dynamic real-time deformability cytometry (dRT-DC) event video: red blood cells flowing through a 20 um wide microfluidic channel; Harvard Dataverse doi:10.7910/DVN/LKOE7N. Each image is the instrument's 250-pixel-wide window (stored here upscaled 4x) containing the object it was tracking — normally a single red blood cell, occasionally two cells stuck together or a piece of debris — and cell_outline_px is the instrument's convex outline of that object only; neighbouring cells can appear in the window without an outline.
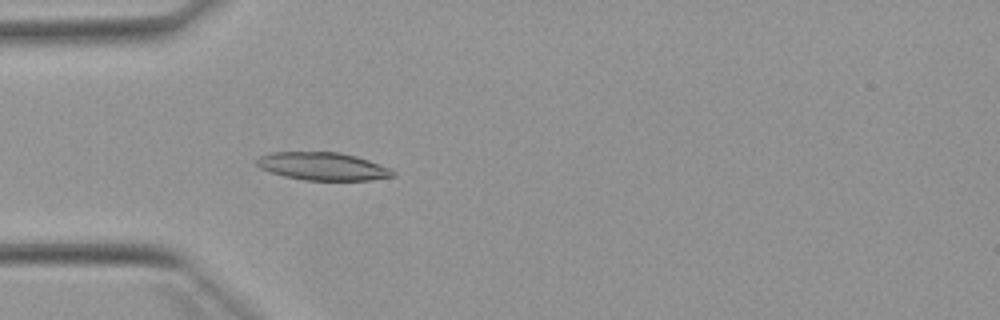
{"species": "Egyptian fruit bat (a non-hibernating species)", "species_latin": "Rousettus aegyptiacus", "temperature_condition": "warm", "stored_images_in_passage": 53, "camera_frame_rate_fps": 3000, "um_per_image_px": 0.085, "animal": {"sex": "female"}, "frame": {"image": 1, "passage_image": 16, "time_ms": 5.0, "image_size_px": [1000, 320], "cell_outline_px": [[396, 176], [368, 180], [304, 180], [284, 176], [260, 168], [256, 164], [256, 160], [260, 156], [272, 152], [340, 152], [356, 156], [368, 160], [388, 168], [396, 172]], "centroid_in_image_um": [27.43, 14.13], "position_along_channel_um": 57.6, "area_um2": 21.96}}
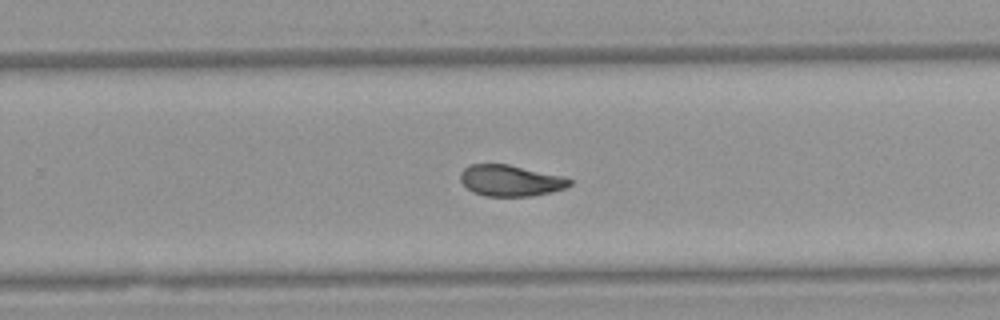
{"frame": {"image": 2, "passage_image": 34, "time_ms": 11.0, "image_size_px": [1000, 320], "cell_outline_px": [[572, 184], [564, 188], [532, 196], [484, 196], [472, 192], [460, 180], [460, 172], [468, 164], [508, 164], [564, 176], [572, 180]], "centroid_in_image_um": [43.37, 15.34], "position_along_channel_um": 286.4, "area_um2": 19.88}}
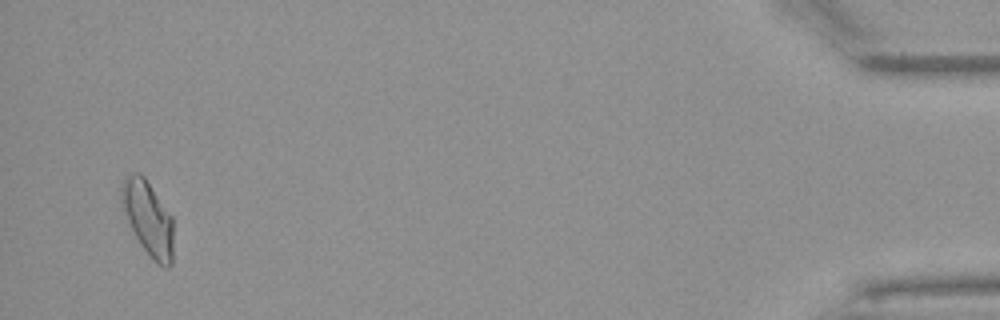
{"frame": {"image": 3, "passage_image": 51, "time_ms": 16.667, "image_size_px": [1000, 320], "cell_outline_px": [[172, 264], [168, 268], [164, 268], [156, 264], [152, 260], [140, 244], [128, 220], [120, 200], [120, 188], [124, 176], [132, 172], [140, 172], [144, 176], [172, 216]], "centroid_in_image_um": [12.57, 18.54], "position_along_channel_um": 422.6, "area_um2": 22.54}, "authors_computed_cell_mechanics": {"area_um2": 21.1548, "velocity_mm_per_s": 3.8847, "shape_relaxation_time_tau1_ms": 6.4927, "shape_relaxation_time_tau2_ms": 2.1727, "deformation_change_tau1": 0.1743, "deformation_change_tau2": 0.0776}}